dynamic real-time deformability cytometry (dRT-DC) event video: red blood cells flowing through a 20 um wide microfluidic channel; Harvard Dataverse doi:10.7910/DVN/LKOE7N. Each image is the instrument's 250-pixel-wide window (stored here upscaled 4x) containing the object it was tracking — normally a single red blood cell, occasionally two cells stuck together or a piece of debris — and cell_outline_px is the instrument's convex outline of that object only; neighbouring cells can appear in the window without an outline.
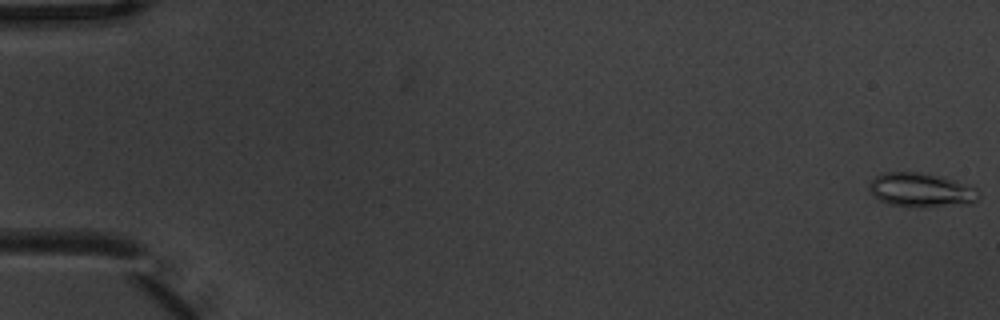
{"species": "common noctule bat (a hibernating species)", "species_latin": "Nyctalus noctula", "temperature_condition": "warm", "stored_images_in_passage": 10, "camera_frame_rate_fps": 3000, "um_per_image_px": 0.085, "animal": {"sex": "male", "body_mass_g": 20.1, "forearm_length_mm": 53.5}, "frame": {"image": 1, "passage_image": 1, "time_ms": 0.0, "image_size_px": [1000, 320], "cell_outline_px": [[980, 196], [976, 200], [968, 204], [920, 208], [888, 204], [880, 200], [868, 192], [868, 184], [876, 176], [884, 172], [920, 172], [952, 180], [976, 188]], "centroid_in_image_um": [78.24, 16.17], "position_along_channel_um": 6.8, "area_um2": 21.79}}
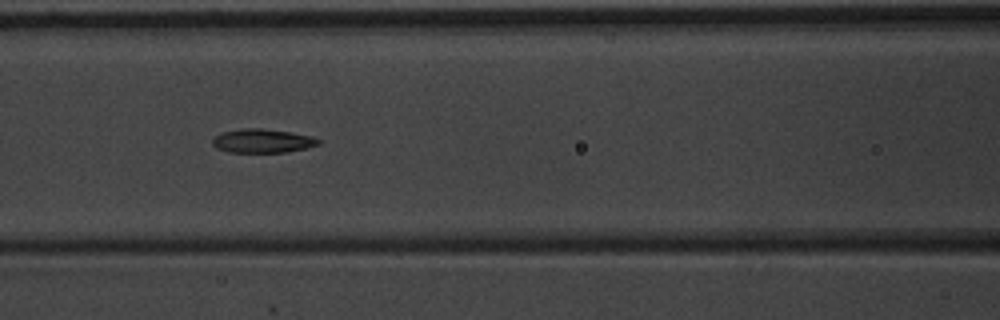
{"frame": {"image": 2, "passage_image": 8, "time_ms": 2.333, "image_size_px": [1000, 320], "cell_outline_px": [[320, 144], [304, 148], [284, 152], [228, 152], [216, 148], [212, 144], [212, 140], [220, 132], [244, 128], [260, 128], [288, 132], [312, 136], [320, 140]], "centroid_in_image_um": [22.27, 11.97], "position_along_channel_um": 144.3, "area_um2": 14.57}}
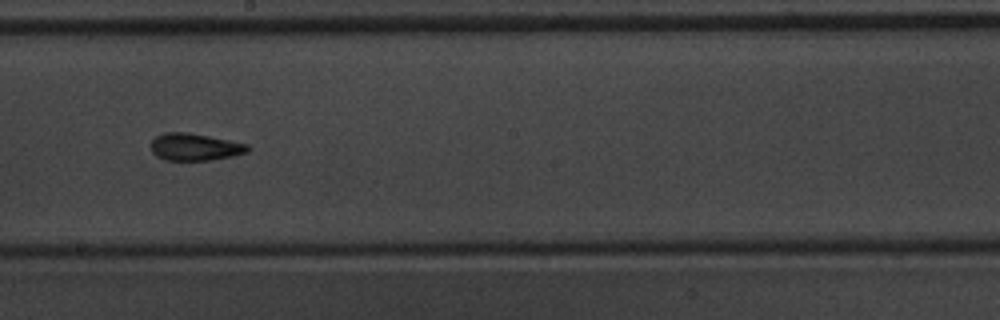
{"frame": {"image": 3, "passage_image": 10, "time_ms": 3.0, "image_size_px": [1000, 320], "cell_outline_px": [[252, 148], [248, 152], [232, 156], [212, 160], [168, 160], [156, 156], [152, 152], [152, 140], [156, 136], [168, 132], [188, 132], [248, 144]], "centroid_in_image_um": [16.59, 12.49], "position_along_channel_um": 231.6, "area_um2": 15.26}}